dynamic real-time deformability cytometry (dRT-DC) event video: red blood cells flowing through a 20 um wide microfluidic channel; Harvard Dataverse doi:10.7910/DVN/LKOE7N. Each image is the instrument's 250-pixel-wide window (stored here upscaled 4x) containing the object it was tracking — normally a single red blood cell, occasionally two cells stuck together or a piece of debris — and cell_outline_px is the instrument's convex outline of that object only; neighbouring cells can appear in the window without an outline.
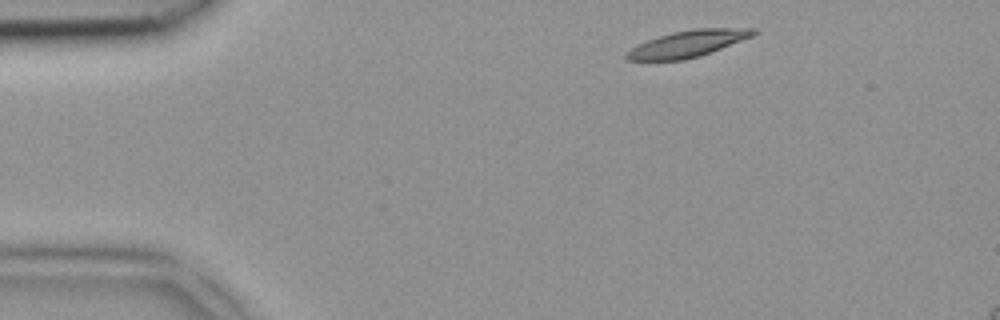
{"species": "common noctule bat (a hibernating species)", "species_latin": "Nyctalus noctula", "temperature_condition": "room temperature", "stored_images_in_passage": 4, "segment_of_instrument_passage": [1, 2], "camera_frame_rate_fps": 3000, "um_per_image_px": 0.085, "animal": {"sex": "female", "body_mass_g": 18.4}, "frame": {"image": 1, "passage_image": 1, "time_ms": 0.0, "image_size_px": [1000, 320], "cell_outline_px": [[760, 32], [752, 36], [700, 56], [684, 60], [624, 60], [624, 56], [632, 48], [648, 40], [672, 32], [696, 28], [756, 28]], "centroid_in_image_um": [58.49, 3.71], "position_along_channel_um": 26.5, "area_um2": 19.42}}